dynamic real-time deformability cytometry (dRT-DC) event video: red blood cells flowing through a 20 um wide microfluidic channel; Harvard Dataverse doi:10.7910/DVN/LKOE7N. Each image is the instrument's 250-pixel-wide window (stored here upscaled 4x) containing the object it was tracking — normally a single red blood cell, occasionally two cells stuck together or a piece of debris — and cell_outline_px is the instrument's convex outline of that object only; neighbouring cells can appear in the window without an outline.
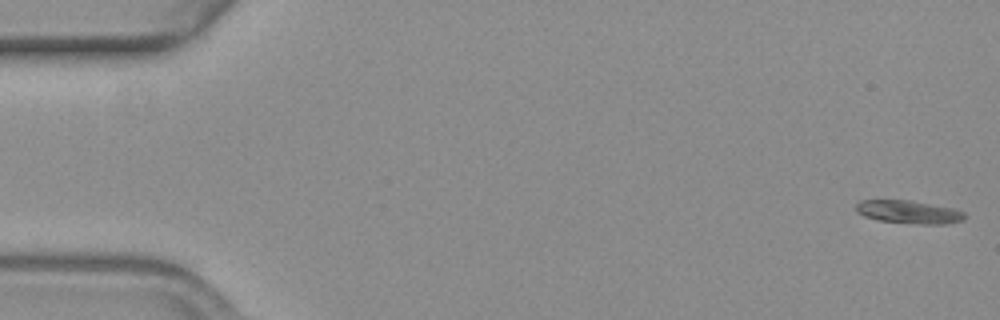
{"species": "common noctule bat (a hibernating species)", "species_latin": "Nyctalus noctula", "temperature_condition": "warm", "stored_images_in_passage": 57, "camera_frame_rate_fps": 3000, "um_per_image_px": 0.085, "animal": {"sex": "female", "body_mass_g": 19.3, "forearm_length_mm": 54.1}, "frame": {"image": 1, "passage_image": 1, "time_ms": 0.0, "image_size_px": [1000, 320], "cell_outline_px": [[968, 216], [964, 220], [948, 224], [924, 224], [880, 220], [864, 216], [856, 212], [856, 204], [860, 200], [908, 200], [956, 208], [964, 212]], "centroid_in_image_um": [77.31, 18.01], "position_along_channel_um": 7.7, "area_um2": 14.68}}
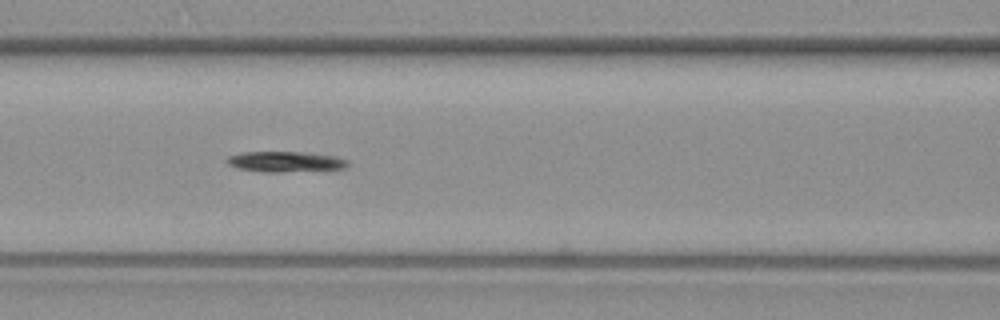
{"frame": {"image": 2, "passage_image": 24, "time_ms": 7.667, "image_size_px": [1000, 320], "cell_outline_px": [[348, 168], [280, 172], [260, 172], [236, 168], [228, 164], [224, 160], [228, 156], [240, 152], [304, 152], [336, 156], [348, 160]], "centroid_in_image_um": [24.22, 13.74], "position_along_channel_um": 142.4, "area_um2": 14.62}}
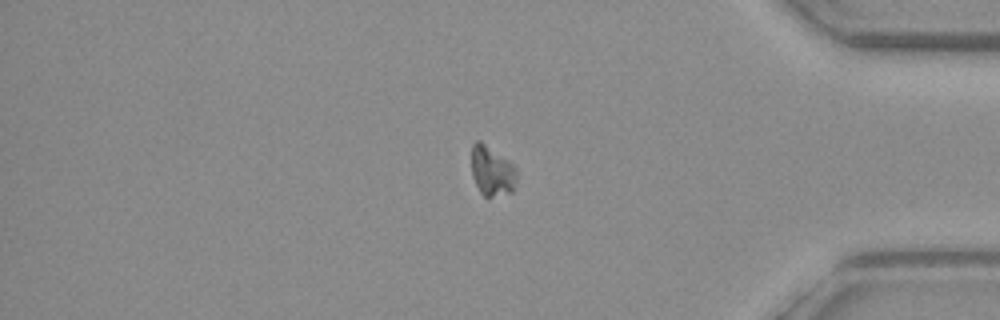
{"frame": {"image": 3, "passage_image": 47, "time_ms": 15.333, "image_size_px": [1000, 320], "cell_outline_px": [[516, 188], [512, 192], [488, 200], [480, 192], [472, 176], [472, 144], [476, 140], [480, 140], [508, 160], [516, 168]], "centroid_in_image_um": [41.82, 14.59], "position_along_channel_um": 393.4, "area_um2": 13.47}}